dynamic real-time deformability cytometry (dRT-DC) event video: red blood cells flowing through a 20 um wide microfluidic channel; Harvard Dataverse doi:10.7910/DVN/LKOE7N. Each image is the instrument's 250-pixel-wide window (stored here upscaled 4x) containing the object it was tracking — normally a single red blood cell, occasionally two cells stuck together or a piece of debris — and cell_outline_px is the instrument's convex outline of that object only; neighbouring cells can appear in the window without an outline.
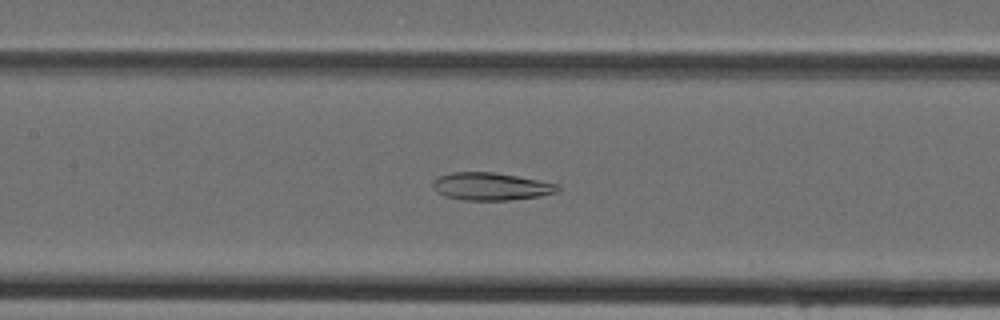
{"species": "Egyptian fruit bat (a non-hibernating species)", "species_latin": "Rousettus aegyptiacus", "temperature_condition": "cold", "stored_images_in_passage": 47, "camera_frame_rate_fps": 3000, "um_per_image_px": 0.085, "animal": {"sex": "female"}, "frame": {"image": 1, "passage_image": 22, "time_ms": 7.0, "image_size_px": [1000, 320], "cell_outline_px": [[560, 188], [556, 192], [540, 196], [508, 200], [464, 200], [444, 196], [436, 192], [432, 188], [432, 180], [440, 176], [452, 172], [492, 172], [540, 180], [560, 184]], "centroid_in_image_um": [41.71, 15.85], "position_along_channel_um": 165.7, "area_um2": 20.17}}
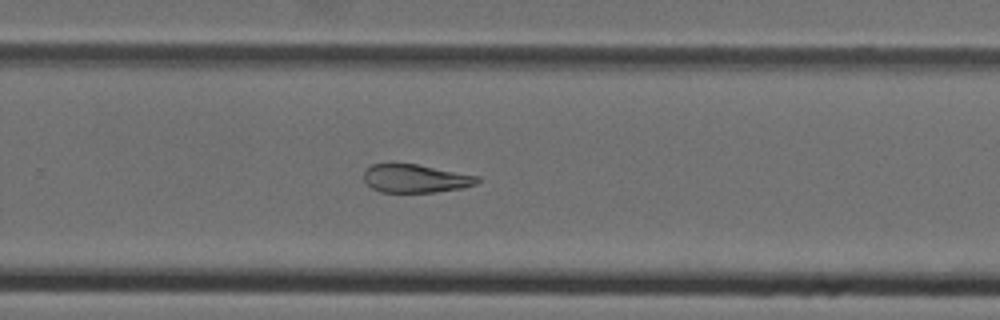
{"frame": {"image": 2, "passage_image": 31, "time_ms": 10.0, "image_size_px": [1000, 320], "cell_outline_px": [[480, 180], [476, 184], [464, 188], [436, 192], [380, 192], [372, 188], [364, 180], [364, 168], [372, 164], [392, 160], [416, 164], [480, 176]], "centroid_in_image_um": [35.27, 15.13], "position_along_channel_um": 294.5, "area_um2": 19.42}}
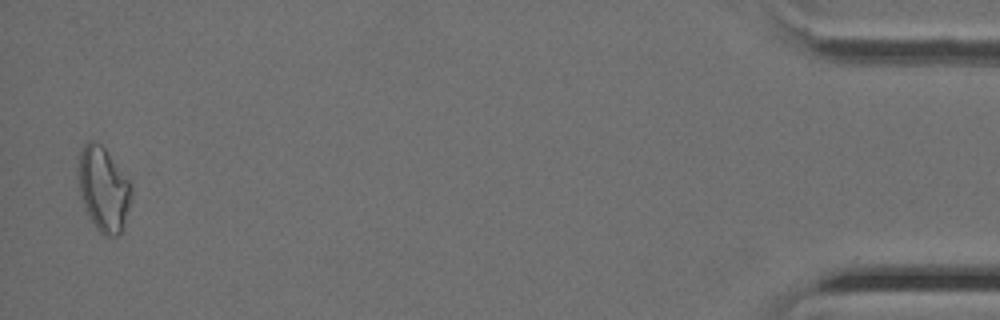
{"frame": {"image": 3, "passage_image": 46, "time_ms": 15.0, "image_size_px": [1000, 320], "cell_outline_px": [[132, 200], [124, 228], [120, 236], [104, 236], [96, 228], [88, 216], [80, 196], [76, 176], [80, 148], [88, 140], [92, 140], [100, 144], [104, 148], [128, 180], [132, 188]], "centroid_in_image_um": [8.77, 16.1], "position_along_channel_um": 426.4, "area_um2": 26.65}}